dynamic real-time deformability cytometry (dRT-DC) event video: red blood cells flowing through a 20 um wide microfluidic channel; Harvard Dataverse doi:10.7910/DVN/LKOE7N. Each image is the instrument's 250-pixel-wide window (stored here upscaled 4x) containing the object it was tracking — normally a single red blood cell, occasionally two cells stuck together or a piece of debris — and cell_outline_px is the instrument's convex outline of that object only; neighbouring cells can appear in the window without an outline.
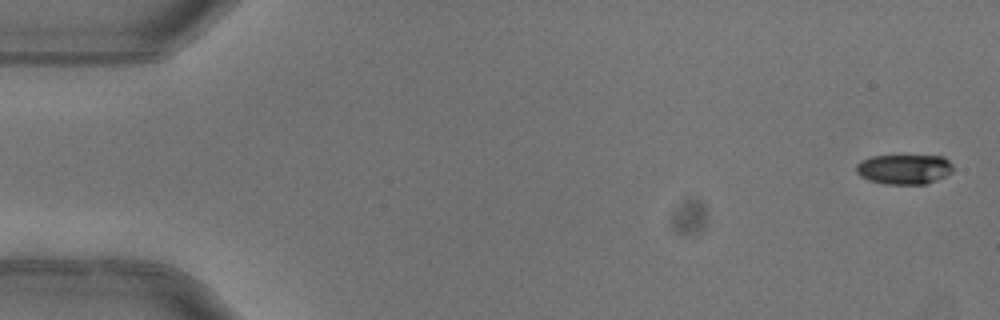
{"species": "common noctule bat (a hibernating species)", "species_latin": "Nyctalus noctula", "temperature_condition": "warm", "stored_images_in_passage": 6, "segment_of_instrument_passage": [1, 2], "camera_frame_rate_fps": 3000, "um_per_image_px": 0.085, "animal": {"sex": "female"}, "frame": {"image": 1, "passage_image": 1, "time_ms": 0.0, "image_size_px": [1000, 320], "cell_outline_px": [[952, 172], [928, 184], [884, 184], [868, 180], [860, 176], [856, 172], [856, 164], [860, 160], [872, 156], [944, 156], [952, 164]], "centroid_in_image_um": [76.83, 14.38], "position_along_channel_um": 8.2, "area_um2": 16.94}}
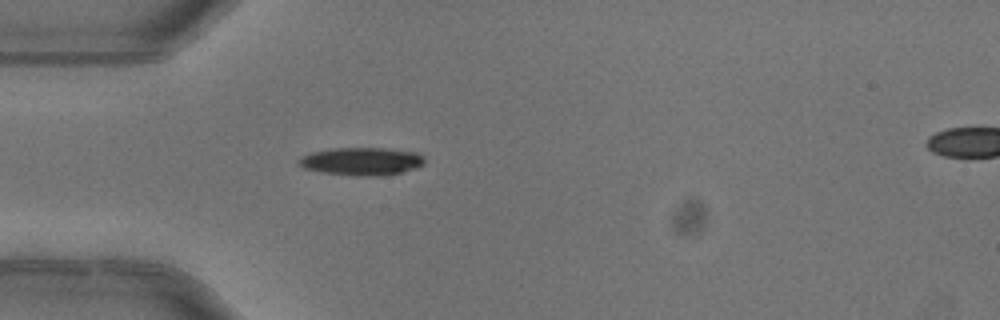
{"frame": {"image": 2, "passage_image": 5, "time_ms": 1.333, "image_size_px": [1000, 320], "cell_outline_px": [[424, 164], [416, 168], [400, 172], [380, 176], [364, 176], [324, 172], [304, 168], [300, 164], [300, 156], [308, 152], [332, 148], [384, 148], [416, 152], [424, 156]], "centroid_in_image_um": [30.75, 13.69], "position_along_channel_um": 54.3, "area_um2": 20.29}}